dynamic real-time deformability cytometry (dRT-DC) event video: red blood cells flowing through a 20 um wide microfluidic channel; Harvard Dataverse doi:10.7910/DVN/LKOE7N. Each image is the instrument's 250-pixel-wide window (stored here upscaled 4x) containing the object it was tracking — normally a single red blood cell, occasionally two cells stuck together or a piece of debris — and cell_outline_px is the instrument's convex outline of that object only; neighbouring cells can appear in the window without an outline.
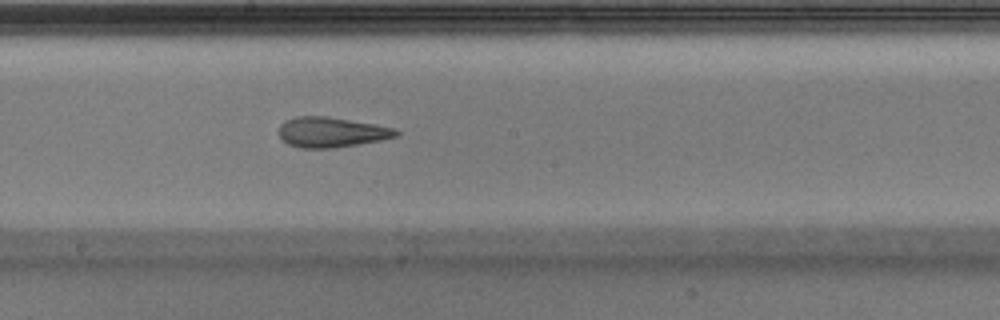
{"species": "Egyptian fruit bat (a non-hibernating species)", "species_latin": "Rousettus aegyptiacus", "temperature_condition": "warm", "stored_images_in_passage": 41, "camera_frame_rate_fps": 3000, "um_per_image_px": 0.085, "animal": {"sex": "male"}, "frame": {"image": 1, "passage_image": 24, "time_ms": 7.667, "image_size_px": [1000, 320], "cell_outline_px": [[400, 132], [396, 136], [380, 140], [332, 148], [300, 148], [288, 144], [276, 132], [280, 124], [284, 120], [296, 116], [328, 116], [376, 124], [396, 128]], "centroid_in_image_um": [28.13, 11.22], "position_along_channel_um": 220.1, "area_um2": 20.75}}